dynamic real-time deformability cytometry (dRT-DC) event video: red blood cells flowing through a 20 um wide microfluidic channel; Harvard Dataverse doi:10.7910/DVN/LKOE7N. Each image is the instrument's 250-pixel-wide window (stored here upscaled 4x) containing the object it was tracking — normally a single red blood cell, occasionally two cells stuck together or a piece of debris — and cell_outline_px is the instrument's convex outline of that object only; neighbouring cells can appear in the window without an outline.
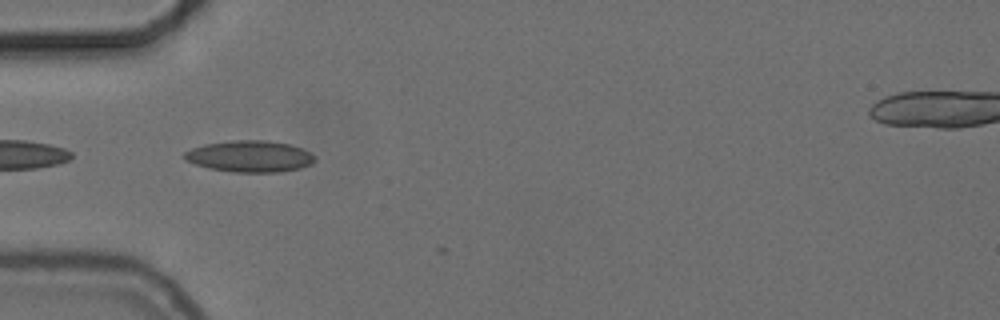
{"species": "common noctule bat (a hibernating species)", "species_latin": "Nyctalus noctula", "temperature_condition": "cold", "stored_images_in_passage": 11, "camera_frame_rate_fps": 3000, "um_per_image_px": 0.085, "animal": {"sex": "female", "body_mass_g": 24.6, "forearm_length_mm": 56.2}, "frame": {"image": 1, "passage_image": 1, "time_ms": 0.0, "image_size_px": [1000, 320], "cell_outline_px": [[316, 160], [312, 164], [300, 168], [280, 172], [232, 172], [208, 168], [184, 160], [184, 152], [192, 148], [204, 144], [232, 140], [268, 140], [292, 144], [304, 148], [312, 152], [316, 156]], "centroid_in_image_um": [21.29, 13.28], "position_along_channel_um": 63.7, "area_um2": 24.33}}
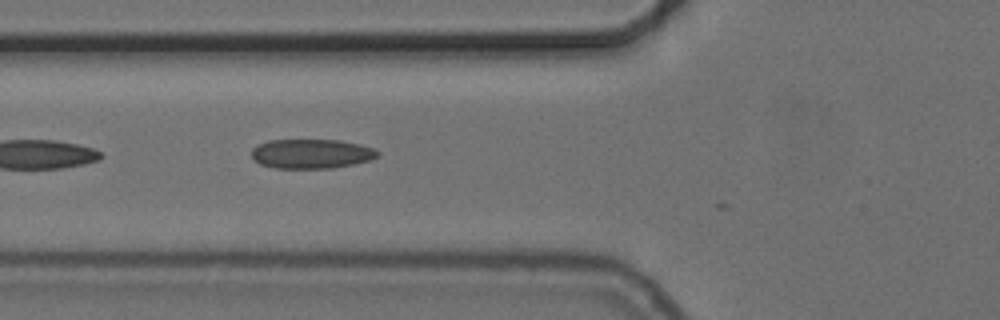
{"frame": {"image": 2, "passage_image": 4, "time_ms": 1.0, "image_size_px": [1000, 320], "cell_outline_px": [[380, 152], [372, 160], [332, 168], [276, 168], [260, 164], [252, 156], [252, 148], [256, 144], [268, 140], [340, 140], [360, 144], [372, 148]], "centroid_in_image_um": [26.46, 13.06], "position_along_channel_um": 99.3, "area_um2": 21.62}}
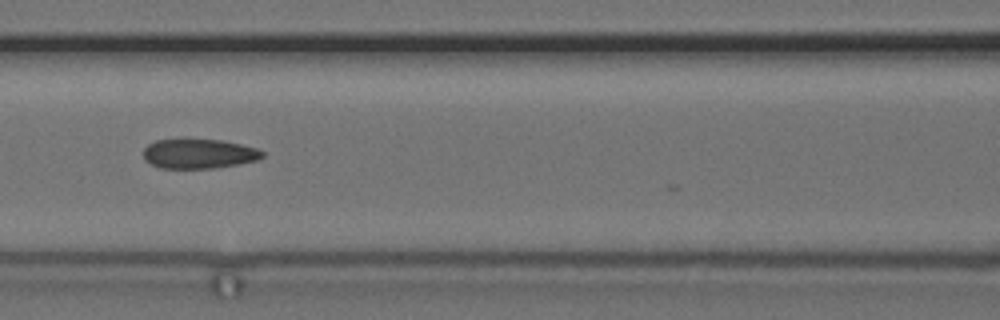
{"frame": {"image": 3, "passage_image": 8, "time_ms": 2.333, "image_size_px": [1000, 320], "cell_outline_px": [[264, 156], [256, 160], [240, 164], [212, 168], [160, 168], [144, 160], [144, 148], [148, 144], [156, 140], [184, 136], [224, 140], [256, 148], [264, 152]], "centroid_in_image_um": [16.86, 13.01], "position_along_channel_um": 149.7, "area_um2": 21.33}}